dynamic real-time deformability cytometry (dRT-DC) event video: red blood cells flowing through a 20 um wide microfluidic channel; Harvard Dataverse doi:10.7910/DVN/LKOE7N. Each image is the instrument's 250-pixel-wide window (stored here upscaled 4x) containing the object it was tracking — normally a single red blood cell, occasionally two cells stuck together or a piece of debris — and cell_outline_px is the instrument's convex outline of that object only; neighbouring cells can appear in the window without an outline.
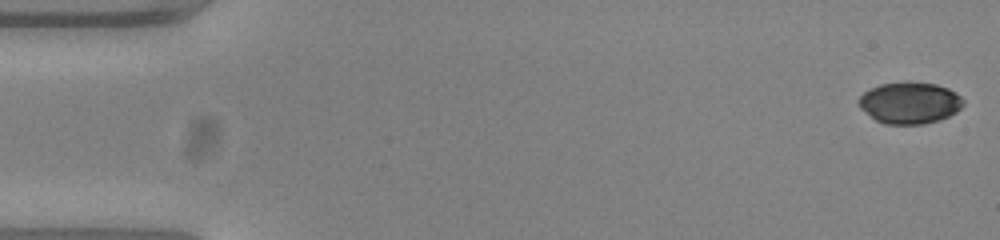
{"species": "common noctule bat (a hibernating species)", "species_latin": "Nyctalus noctula", "temperature_condition": "warm", "stored_images_in_passage": 54, "camera_frame_rate_fps": 3000, "um_per_image_px": 0.085, "animal": {"sex": "female", "body_mass_g": 23.0, "forearm_length_mm": 53.4}, "frame": {"image": 1, "passage_image": 1, "time_ms": 0.0, "image_size_px": [1000, 240], "cell_outline_px": [[964, 104], [956, 112], [940, 120], [924, 124], [884, 124], [876, 120], [860, 108], [856, 100], [864, 92], [880, 84], [904, 80], [908, 80], [936, 84], [948, 88], [956, 92], [964, 100]], "centroid_in_image_um": [77.32, 8.72], "position_along_channel_um": 7.7, "area_um2": 25.78}}
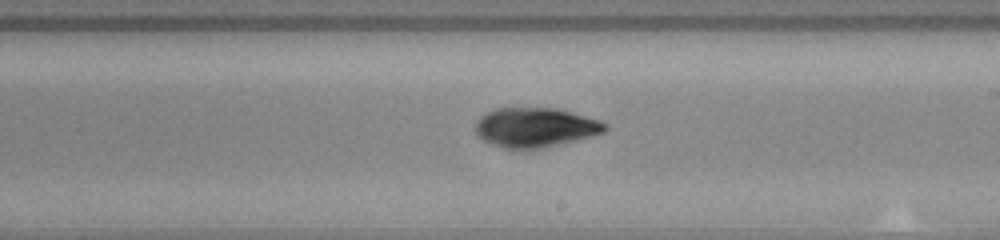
{"frame": {"image": 2, "passage_image": 31, "time_ms": 10.0, "image_size_px": [1000, 240], "cell_outline_px": [[608, 128], [604, 132], [544, 148], [512, 152], [492, 144], [484, 140], [476, 132], [476, 124], [480, 116], [496, 108], [556, 108], [572, 112], [600, 120], [608, 124]], "centroid_in_image_um": [45.49, 10.86], "position_along_channel_um": 243.5, "area_um2": 30.11}}
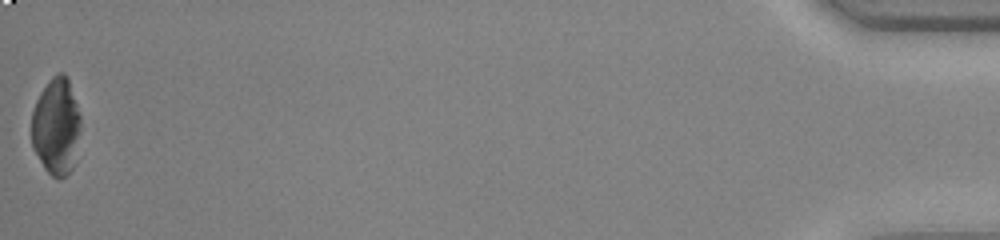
{"frame": {"image": 3, "passage_image": 54, "time_ms": 17.667, "image_size_px": [1000, 240], "cell_outline_px": [[80, 128], [76, 164], [60, 180], [52, 176], [44, 168], [32, 148], [32, 112], [36, 100], [40, 92], [48, 80], [52, 76], [60, 72], [64, 72], [68, 76], [80, 116]], "centroid_in_image_um": [4.79, 10.75], "position_along_channel_um": 430.4, "area_um2": 28.15}, "authors_computed_cell_mechanics": {"area_um2": 29.3624, "velocity_mm_per_s": 3.7677, "shape_relaxation_time_tau1_ms": 3.5949, "shape_relaxation_time_tau2_ms": 3.2287, "deformation_change_tau1": 0.1289, "deformation_change_tau2": 0.0741}}